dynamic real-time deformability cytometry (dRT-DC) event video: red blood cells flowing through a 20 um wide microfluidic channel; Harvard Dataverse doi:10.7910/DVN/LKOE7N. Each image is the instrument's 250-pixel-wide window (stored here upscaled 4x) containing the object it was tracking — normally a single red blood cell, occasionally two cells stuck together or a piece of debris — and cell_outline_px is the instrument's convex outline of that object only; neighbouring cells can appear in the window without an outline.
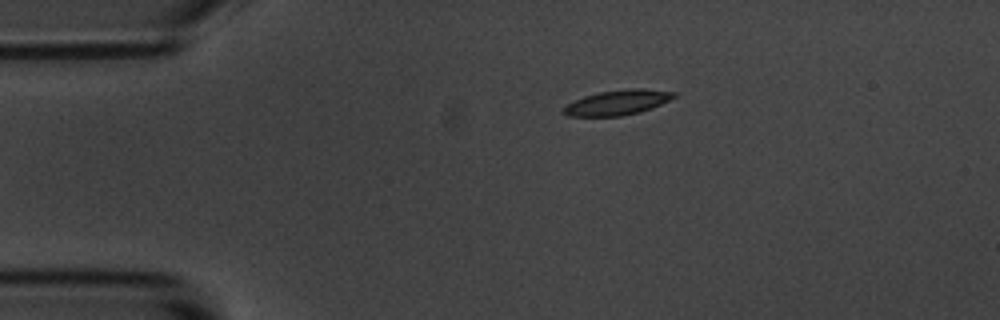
{"species": "common noctule bat (a hibernating species)", "species_latin": "Nyctalus noctula", "temperature_condition": "room temperature", "stored_images_in_passage": 6, "camera_frame_rate_fps": 3000, "um_per_image_px": 0.085, "animal": {"sex": "male", "body_mass_g": 20.1, "forearm_length_mm": 53.5}, "frame": {"image": 1, "passage_image": 1, "time_ms": 0.0, "image_size_px": [1000, 320], "cell_outline_px": [[676, 96], [652, 108], [640, 112], [620, 116], [568, 116], [560, 112], [568, 104], [584, 96], [600, 92], [632, 88], [644, 88], [676, 92]], "centroid_in_image_um": [52.5, 8.71], "position_along_channel_um": 32.5, "area_um2": 15.95}}
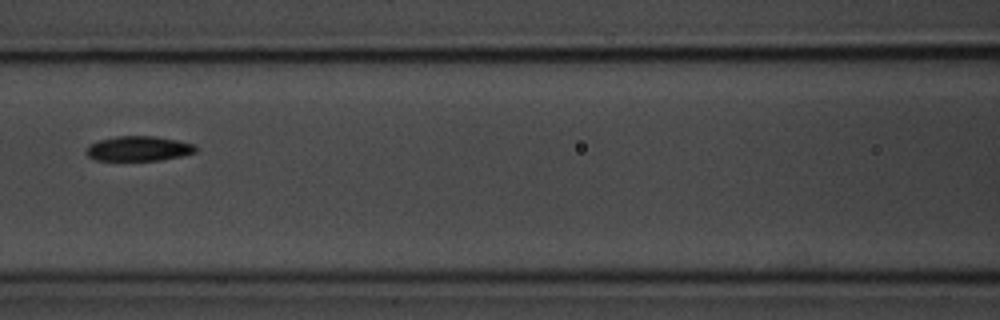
{"frame": {"image": 2, "passage_image": 5, "time_ms": 4.667, "image_size_px": [1000, 320], "cell_outline_px": [[196, 152], [180, 156], [160, 160], [96, 160], [88, 156], [84, 152], [88, 144], [100, 140], [116, 136], [156, 136], [196, 144]], "centroid_in_image_um": [11.76, 12.62], "position_along_channel_um": 154.8, "area_um2": 15.9}}
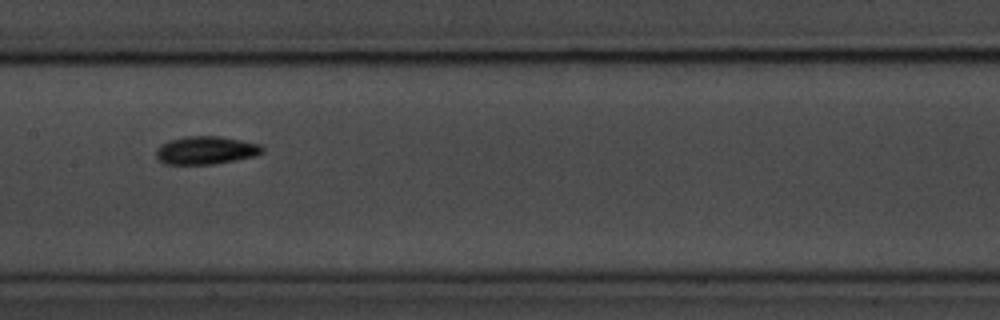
{"frame": {"image": 3, "passage_image": 6, "time_ms": 5.667, "image_size_px": [1000, 320], "cell_outline_px": [[264, 152], [256, 156], [236, 160], [212, 164], [164, 164], [156, 156], [156, 148], [160, 144], [168, 140], [184, 136], [220, 136], [260, 144], [264, 148]], "centroid_in_image_um": [17.49, 12.77], "position_along_channel_um": 189.9, "area_um2": 17.51}}